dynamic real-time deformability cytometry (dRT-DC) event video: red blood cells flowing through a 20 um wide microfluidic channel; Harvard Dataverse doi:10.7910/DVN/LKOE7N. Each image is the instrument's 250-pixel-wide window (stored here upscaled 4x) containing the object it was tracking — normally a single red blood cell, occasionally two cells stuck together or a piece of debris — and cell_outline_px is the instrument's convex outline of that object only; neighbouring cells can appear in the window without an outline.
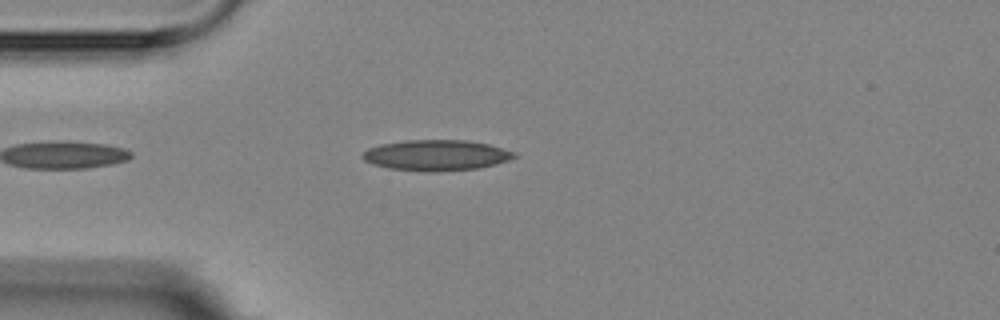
{"species": "Egyptian fruit bat (a non-hibernating species)", "species_latin": "Rousettus aegyptiacus", "temperature_condition": "room temperature", "stored_images_in_passage": 5, "camera_frame_rate_fps": 3000, "um_per_image_px": 0.085, "animal": {"sex": "female"}, "frame": {"image": 1, "passage_image": 4, "time_ms": 3.333, "image_size_px": [1000, 320], "cell_outline_px": [[520, 156], [496, 164], [480, 168], [440, 172], [428, 172], [388, 168], [372, 164], [364, 160], [360, 156], [368, 148], [380, 144], [404, 140], [468, 140], [488, 144], [516, 152]], "centroid_in_image_um": [37.1, 13.2], "position_along_channel_um": 47.9, "area_um2": 27.51}}